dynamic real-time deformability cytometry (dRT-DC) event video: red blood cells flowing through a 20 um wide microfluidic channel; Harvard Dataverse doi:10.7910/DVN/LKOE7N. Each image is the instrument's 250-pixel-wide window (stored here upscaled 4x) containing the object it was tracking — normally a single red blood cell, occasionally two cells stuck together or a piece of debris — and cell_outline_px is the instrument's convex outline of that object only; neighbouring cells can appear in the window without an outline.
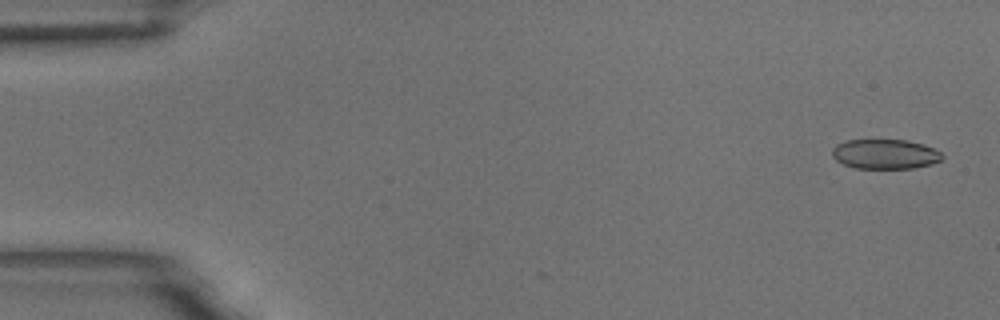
{"species": "common noctule bat (a hibernating species)", "species_latin": "Nyctalus noctula", "temperature_condition": "room temperature", "stored_images_in_passage": 5, "camera_frame_rate_fps": 3000, "um_per_image_px": 0.085, "animal": {"sex": "male", "body_mass_g": 18.8}, "frame": {"image": 1, "passage_image": 2, "time_ms": 0.333, "image_size_px": [1000, 320], "cell_outline_px": [[944, 156], [940, 160], [932, 164], [916, 168], [856, 168], [844, 164], [836, 160], [832, 156], [832, 148], [836, 144], [848, 140], [908, 140], [924, 144], [940, 152]], "centroid_in_image_um": [75.23, 13.09], "position_along_channel_um": 9.8, "area_um2": 19.07}}